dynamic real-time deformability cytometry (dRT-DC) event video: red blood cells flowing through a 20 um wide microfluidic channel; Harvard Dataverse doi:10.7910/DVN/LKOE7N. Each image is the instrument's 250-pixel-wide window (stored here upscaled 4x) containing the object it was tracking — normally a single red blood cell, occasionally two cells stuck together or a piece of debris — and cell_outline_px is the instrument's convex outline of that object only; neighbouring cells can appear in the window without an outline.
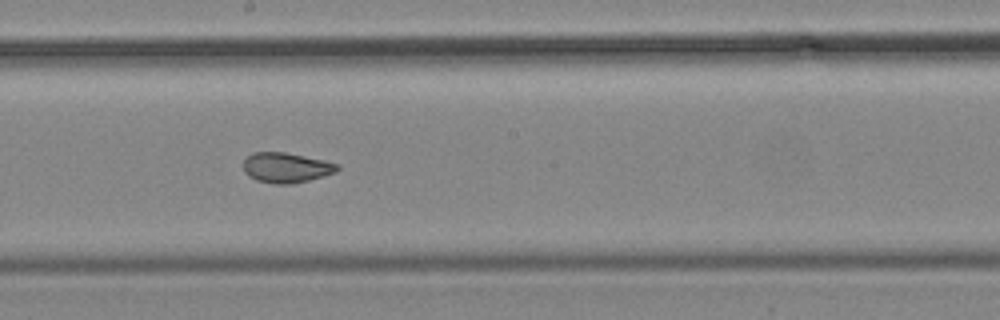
{"species": "common noctule bat (a hibernating species)", "species_latin": "Nyctalus noctula", "temperature_condition": "cold", "stored_images_in_passage": 18, "camera_frame_rate_fps": 3000, "um_per_image_px": 0.085, "animal": {"sex": "male", "body_mass_g": 19.2, "forearm_length_mm": 51.8}, "frame": {"image": 1, "passage_image": 16, "time_ms": 17.333, "image_size_px": [1000, 320], "cell_outline_px": [[340, 168], [336, 172], [308, 180], [292, 184], [272, 184], [256, 180], [248, 176], [244, 172], [244, 160], [252, 152], [284, 152], [324, 160], [340, 164]], "centroid_in_image_um": [24.32, 14.25], "position_along_channel_um": 223.9, "area_um2": 16.53}}
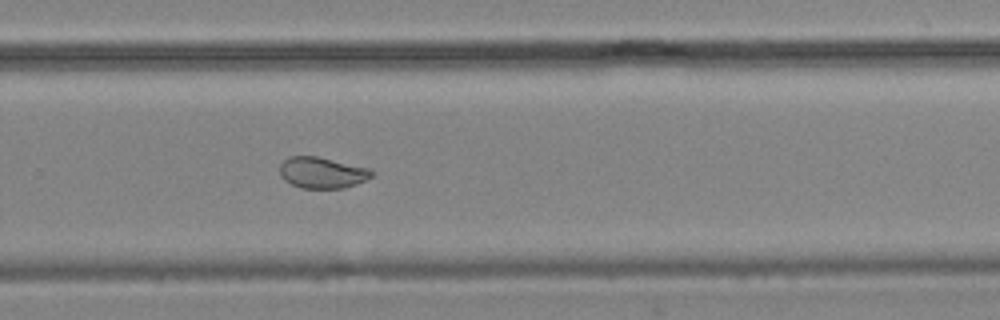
{"frame": {"image": 2, "passage_image": 18, "time_ms": 19.667, "image_size_px": [1000, 320], "cell_outline_px": [[372, 176], [356, 184], [344, 188], [300, 188], [284, 180], [280, 176], [280, 164], [288, 156], [316, 156], [368, 168], [372, 172]], "centroid_in_image_um": [27.33, 14.68], "position_along_channel_um": 302.5, "area_um2": 16.53}}